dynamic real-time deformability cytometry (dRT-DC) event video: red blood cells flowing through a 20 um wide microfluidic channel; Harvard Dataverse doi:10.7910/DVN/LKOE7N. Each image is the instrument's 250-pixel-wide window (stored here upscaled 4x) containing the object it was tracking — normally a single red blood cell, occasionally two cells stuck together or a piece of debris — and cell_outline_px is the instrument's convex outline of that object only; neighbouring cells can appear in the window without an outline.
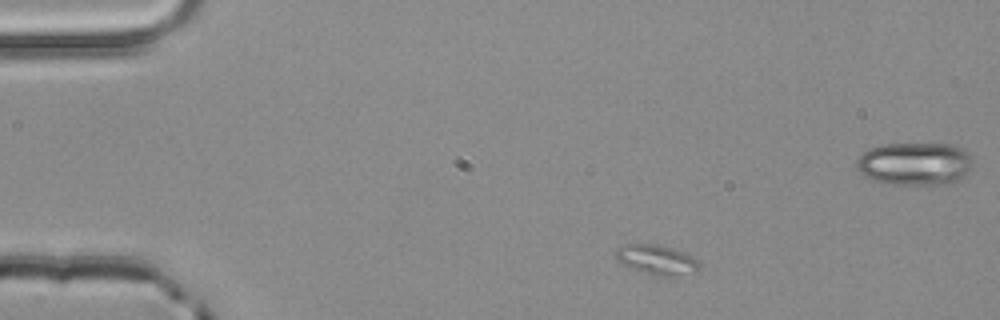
{"species": "common noctule bat (a hibernating species)", "species_latin": "Nyctalus noctula", "temperature_condition": "room temperature", "stored_images_in_passage": 3, "camera_frame_rate_fps": 3000, "um_per_image_px": 0.085, "animal": {"sex": "male", "body_mass_g": 20.4}, "frame": {"image": 1, "passage_image": 1, "time_ms": 0.0, "image_size_px": [1000, 320], "cell_outline_px": [[700, 264], [696, 268], [672, 276], [652, 276], [620, 264], [616, 260], [616, 252], [624, 244], [660, 244], [676, 248], [692, 256]], "centroid_in_image_um": [55.74, 22.05], "position_along_channel_um": 29.3, "area_um2": 14.33}}